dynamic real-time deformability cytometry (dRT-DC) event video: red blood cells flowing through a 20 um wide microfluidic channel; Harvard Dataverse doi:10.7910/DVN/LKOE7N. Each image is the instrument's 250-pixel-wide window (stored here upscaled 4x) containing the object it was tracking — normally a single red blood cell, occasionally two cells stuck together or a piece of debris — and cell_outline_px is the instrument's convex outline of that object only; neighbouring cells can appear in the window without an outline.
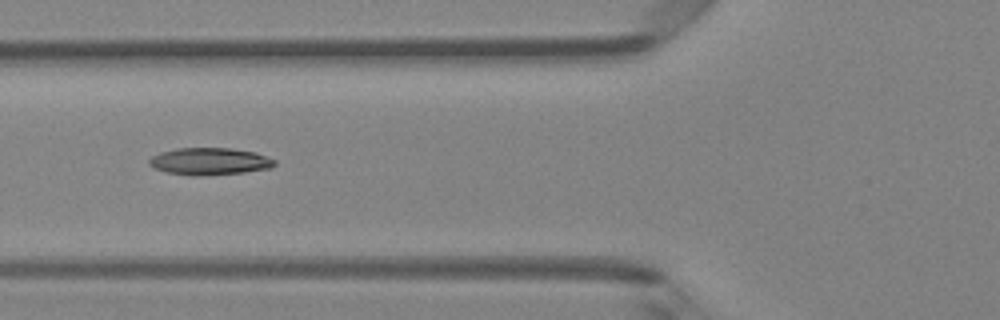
{"species": "Egyptian fruit bat (a non-hibernating species)", "species_latin": "Rousettus aegyptiacus", "temperature_condition": "room temperature", "stored_images_in_passage": 6, "camera_frame_rate_fps": 3000, "um_per_image_px": 0.085, "animal": {"sex": "female"}, "frame": {"image": 1, "passage_image": 6, "time_ms": 1.667, "image_size_px": [1000, 320], "cell_outline_px": [[276, 164], [272, 168], [244, 172], [200, 176], [192, 176], [168, 172], [152, 168], [148, 164], [148, 160], [152, 156], [160, 152], [176, 148], [232, 148], [256, 152], [276, 160]], "centroid_in_image_um": [17.82, 13.71], "position_along_channel_um": 108.0, "area_um2": 20.06}}